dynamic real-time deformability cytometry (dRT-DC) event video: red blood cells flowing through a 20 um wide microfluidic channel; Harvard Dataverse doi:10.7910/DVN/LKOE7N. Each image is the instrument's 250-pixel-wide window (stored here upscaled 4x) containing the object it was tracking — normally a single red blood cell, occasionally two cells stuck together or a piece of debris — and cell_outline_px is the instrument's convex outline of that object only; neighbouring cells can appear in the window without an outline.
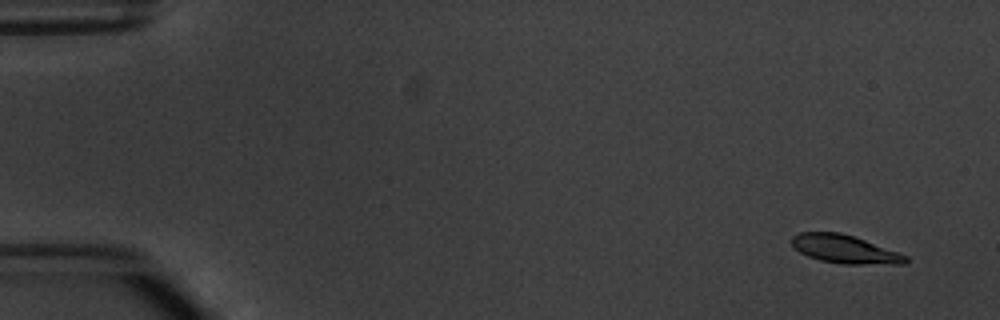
{"species": "common noctule bat (a hibernating species)", "species_latin": "Nyctalus noctula", "temperature_condition": "warm", "stored_images_in_passage": 6, "camera_frame_rate_fps": 3000, "um_per_image_px": 0.085, "animal": {"sex": "male", "body_mass_g": 20.1, "forearm_length_mm": 53.5}, "frame": {"image": 1, "passage_image": 1, "time_ms": 0.0, "image_size_px": [1000, 320], "cell_outline_px": [[908, 260], [904, 264], [844, 264], [820, 260], [808, 256], [792, 248], [792, 236], [800, 232], [840, 232], [864, 240], [908, 256]], "centroid_in_image_um": [71.77, 21.18], "position_along_channel_um": 13.2, "area_um2": 18.61}}
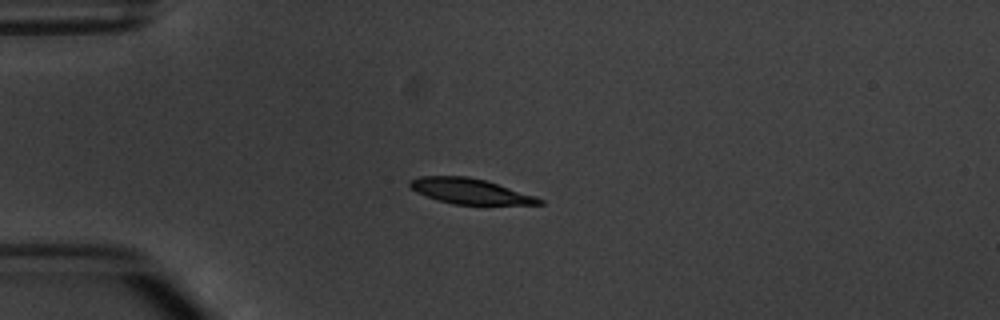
{"frame": {"image": 2, "passage_image": 4, "time_ms": 3.667, "image_size_px": [1000, 320], "cell_outline_px": [[544, 204], [452, 204], [436, 200], [416, 192], [408, 184], [408, 180], [420, 176], [468, 176], [484, 180], [536, 196], [544, 200]], "centroid_in_image_um": [39.91, 16.25], "position_along_channel_um": 45.1, "area_um2": 19.02}}